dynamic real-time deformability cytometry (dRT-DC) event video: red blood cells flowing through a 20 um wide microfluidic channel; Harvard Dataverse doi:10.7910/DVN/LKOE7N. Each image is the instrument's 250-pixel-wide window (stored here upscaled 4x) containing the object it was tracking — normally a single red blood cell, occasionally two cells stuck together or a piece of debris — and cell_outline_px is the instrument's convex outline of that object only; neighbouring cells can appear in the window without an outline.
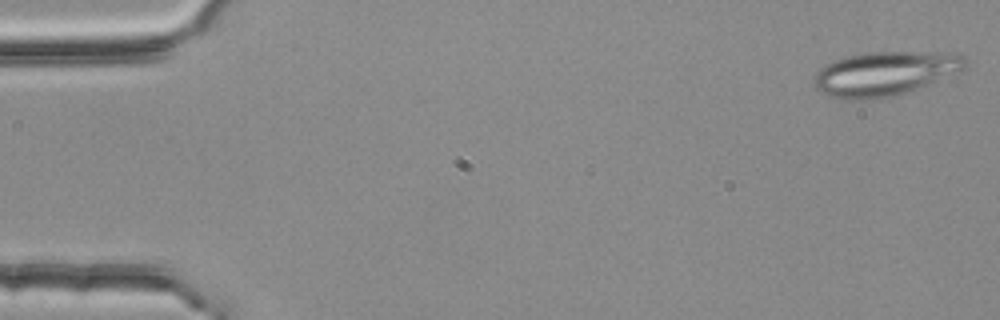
{"species": "common noctule bat (a hibernating species)", "species_latin": "Nyctalus noctula", "temperature_condition": "room temperature", "stored_images_in_passage": 4, "camera_frame_rate_fps": 3000, "um_per_image_px": 0.085, "animal": {"sex": "female", "body_mass_g": 25.1}, "frame": {"image": 1, "passage_image": 1, "time_ms": 0.0, "image_size_px": [1000, 320], "cell_outline_px": [[968, 64], [960, 72], [916, 88], [904, 92], [872, 100], [848, 100], [828, 96], [820, 92], [812, 84], [812, 80], [816, 72], [828, 64], [836, 60], [848, 56], [868, 52], [948, 52], [964, 56]], "centroid_in_image_um": [75.2, 6.25], "position_along_channel_um": 9.8, "area_um2": 38.84}}